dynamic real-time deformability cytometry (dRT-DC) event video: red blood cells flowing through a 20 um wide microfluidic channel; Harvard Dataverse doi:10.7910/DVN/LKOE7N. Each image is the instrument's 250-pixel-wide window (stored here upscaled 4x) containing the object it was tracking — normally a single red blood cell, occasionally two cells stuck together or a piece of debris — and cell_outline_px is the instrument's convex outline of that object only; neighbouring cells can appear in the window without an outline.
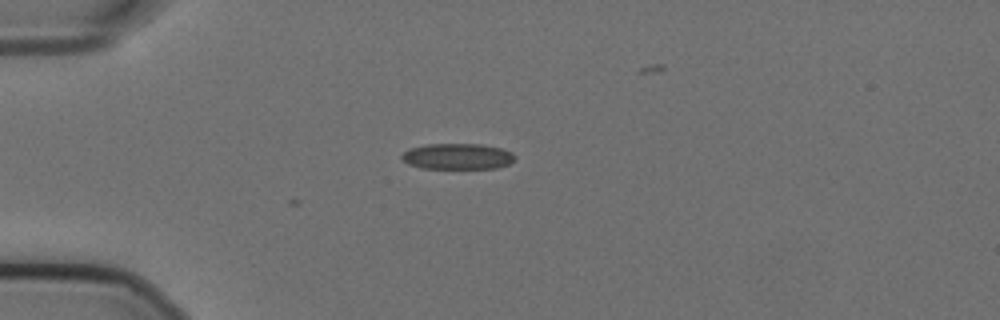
{"species": "Egyptian fruit bat (a non-hibernating species)", "species_latin": "Rousettus aegyptiacus", "temperature_condition": "cold", "stored_images_in_passage": 2, "camera_frame_rate_fps": 3000, "um_per_image_px": 0.085, "animal": {"sex": "female"}, "frame": {"image": 1, "passage_image": 2, "time_ms": 0.333, "image_size_px": [1000, 320], "cell_outline_px": [[516, 156], [508, 164], [496, 168], [420, 168], [408, 164], [400, 160], [400, 156], [408, 148], [428, 144], [480, 144], [500, 148], [512, 152]], "centroid_in_image_um": [38.83, 13.29], "position_along_channel_um": 46.2, "area_um2": 17.11}}